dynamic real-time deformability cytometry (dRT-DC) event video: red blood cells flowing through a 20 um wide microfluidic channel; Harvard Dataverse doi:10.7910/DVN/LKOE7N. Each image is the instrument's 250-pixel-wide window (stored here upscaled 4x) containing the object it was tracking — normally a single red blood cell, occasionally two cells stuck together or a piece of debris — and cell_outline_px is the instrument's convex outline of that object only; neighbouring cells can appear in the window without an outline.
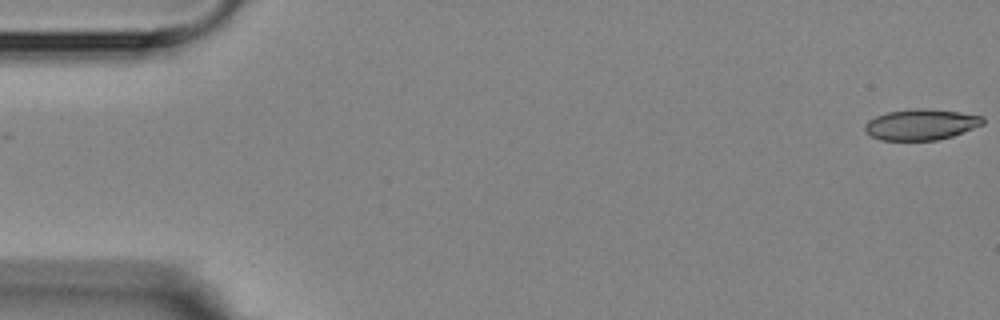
{"species": "Egyptian fruit bat (a non-hibernating species)", "species_latin": "Rousettus aegyptiacus", "temperature_condition": "room temperature", "stored_images_in_passage": 7, "camera_frame_rate_fps": 3000, "um_per_image_px": 0.085, "animal": {"sex": "female"}, "frame": {"image": 1, "passage_image": 1, "time_ms": 0.0, "image_size_px": [1000, 320], "cell_outline_px": [[984, 124], [952, 136], [936, 140], [880, 140], [872, 136], [864, 128], [864, 124], [868, 120], [876, 116], [888, 112], [916, 108], [924, 108], [960, 112], [984, 116]], "centroid_in_image_um": [78.3, 10.58], "position_along_channel_um": 6.7, "area_um2": 21.15}}
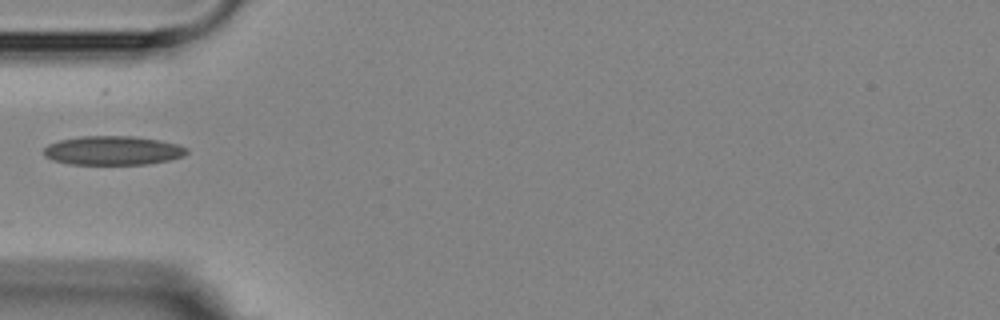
{"frame": {"image": 2, "passage_image": 6, "time_ms": 5.667, "image_size_px": [1000, 320], "cell_outline_px": [[188, 152], [180, 156], [168, 160], [148, 164], [68, 164], [52, 160], [44, 156], [44, 148], [48, 144], [60, 140], [80, 136], [136, 136], [160, 140], [176, 144], [188, 148]], "centroid_in_image_um": [9.56, 12.79], "position_along_channel_um": 75.4, "area_um2": 24.16}}
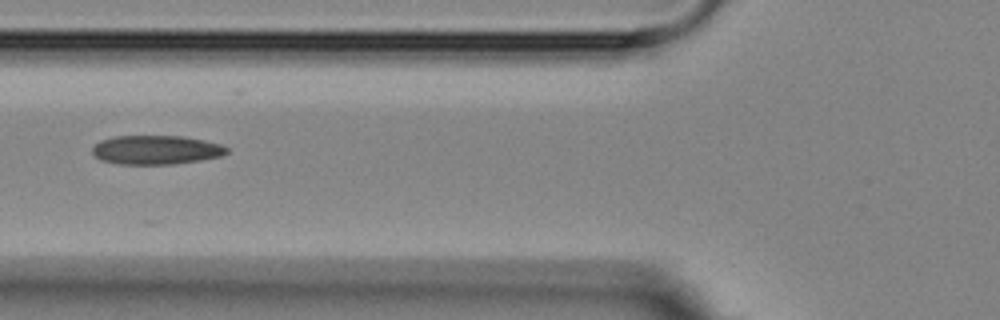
{"frame": {"image": 3, "passage_image": 7, "time_ms": 6.667, "image_size_px": [1000, 320], "cell_outline_px": [[228, 152], [220, 156], [200, 160], [172, 164], [120, 164], [100, 160], [92, 152], [92, 148], [100, 140], [116, 136], [184, 136], [204, 140], [220, 144], [228, 148]], "centroid_in_image_um": [13.26, 12.73], "position_along_channel_um": 112.5, "area_um2": 22.66}}